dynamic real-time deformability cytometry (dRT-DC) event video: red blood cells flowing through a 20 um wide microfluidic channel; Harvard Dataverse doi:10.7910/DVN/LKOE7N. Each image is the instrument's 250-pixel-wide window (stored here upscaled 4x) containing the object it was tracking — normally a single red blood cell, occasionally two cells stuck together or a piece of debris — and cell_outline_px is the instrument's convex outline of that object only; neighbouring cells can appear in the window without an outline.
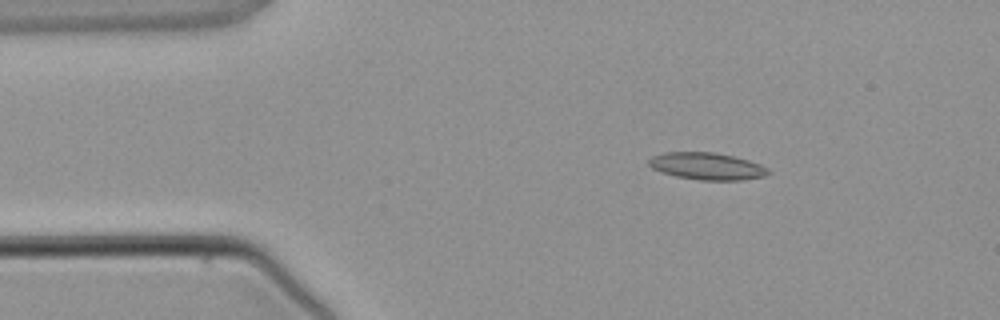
{"species": "common noctule bat (a hibernating species)", "species_latin": "Nyctalus noctula", "temperature_condition": "warm", "stored_images_in_passage": 3, "camera_frame_rate_fps": 3000, "um_per_image_px": 0.085, "animal": {"sex": "male", "body_mass_g": 21.5, "forearm_length_mm": 52.0}, "frame": {"image": 1, "passage_image": 1, "time_ms": 0.0, "image_size_px": [1000, 320], "cell_outline_px": [[772, 172], [764, 176], [740, 180], [700, 180], [676, 176], [660, 172], [652, 168], [648, 164], [648, 160], [652, 156], [664, 152], [712, 152], [732, 156], [748, 160], [760, 164], [768, 168]], "centroid_in_image_um": [60.07, 14.12], "position_along_channel_um": 24.9, "area_um2": 18.84}}
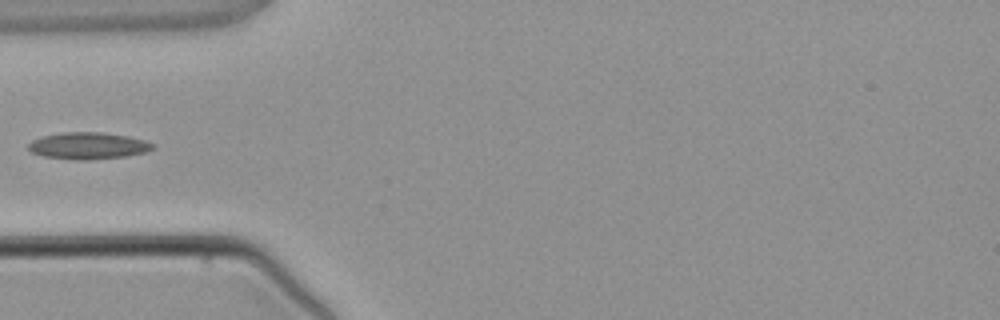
{"frame": {"image": 2, "passage_image": 3, "time_ms": 2.333, "image_size_px": [1000, 320], "cell_outline_px": [[152, 148], [144, 152], [124, 156], [88, 160], [76, 160], [44, 156], [32, 152], [28, 148], [28, 144], [32, 140], [44, 136], [64, 132], [100, 132], [128, 136], [144, 140], [152, 144]], "centroid_in_image_um": [7.45, 12.39], "position_along_channel_um": 77.5, "area_um2": 19.07}}